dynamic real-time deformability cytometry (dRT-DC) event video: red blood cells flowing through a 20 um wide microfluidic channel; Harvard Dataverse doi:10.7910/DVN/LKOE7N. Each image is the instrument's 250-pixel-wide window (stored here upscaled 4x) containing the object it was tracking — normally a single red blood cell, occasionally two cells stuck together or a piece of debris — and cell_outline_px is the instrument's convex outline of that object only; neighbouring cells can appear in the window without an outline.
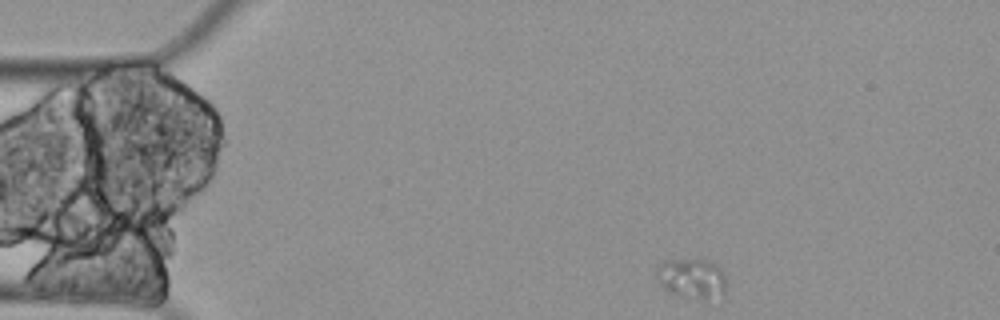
{"species": "Egyptian fruit bat (a non-hibernating species)", "species_latin": "Rousettus aegyptiacus", "temperature_condition": "cold", "stored_images_in_passage": 3, "camera_frame_rate_fps": 3000, "um_per_image_px": 0.085, "animal": {"sex": "female"}, "frame": {"image": 1, "passage_image": 1, "time_ms": 0.0, "image_size_px": [1000, 320], "cell_outline_px": [[724, 300], [704, 300], [676, 296], [668, 292], [656, 280], [656, 268], [664, 260], [700, 256], [716, 264], [720, 268], [724, 276]], "centroid_in_image_um": [58.81, 23.66], "position_along_channel_um": 26.2, "area_um2": 17.46}}